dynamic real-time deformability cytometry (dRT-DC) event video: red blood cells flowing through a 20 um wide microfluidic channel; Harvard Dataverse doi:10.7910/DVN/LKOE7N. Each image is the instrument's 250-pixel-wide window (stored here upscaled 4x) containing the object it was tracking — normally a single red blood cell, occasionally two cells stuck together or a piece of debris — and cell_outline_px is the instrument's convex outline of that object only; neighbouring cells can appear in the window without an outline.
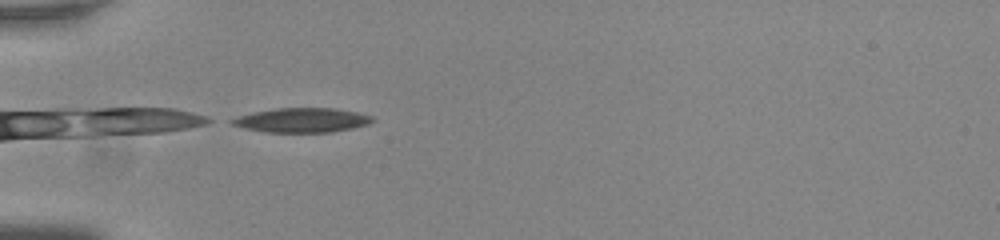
{"species": "common noctule bat (a hibernating species)", "species_latin": "Nyctalus noctula", "temperature_condition": "room temperature", "stored_images_in_passage": 38, "camera_frame_rate_fps": 3000, "um_per_image_px": 0.085, "animal": {"sex": "male", "body_mass_g": 20.0, "forearm_length_mm": 53.3}, "frame": {"image": 1, "passage_image": 1, "time_ms": 0.0, "image_size_px": [1000, 240], "cell_outline_px": [[372, 120], [368, 124], [352, 128], [332, 132], [264, 132], [244, 128], [232, 124], [228, 120], [252, 112], [276, 108], [336, 108], [356, 112], [372, 116]], "centroid_in_image_um": [25.64, 10.21], "position_along_channel_um": 59.4, "area_um2": 19.88}}
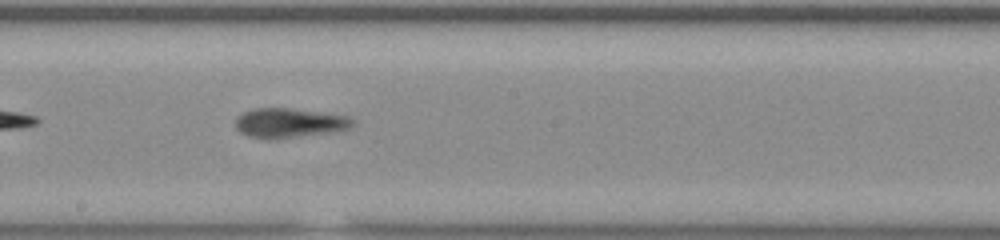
{"frame": {"image": 2, "passage_image": 15, "time_ms": 4.667, "image_size_px": [1000, 240], "cell_outline_px": [[356, 124], [348, 128], [332, 132], [272, 140], [268, 140], [248, 136], [240, 132], [236, 128], [236, 120], [244, 112], [256, 108], [288, 108], [348, 116]], "centroid_in_image_um": [24.58, 10.47], "position_along_channel_um": 223.6, "area_um2": 20.06}}
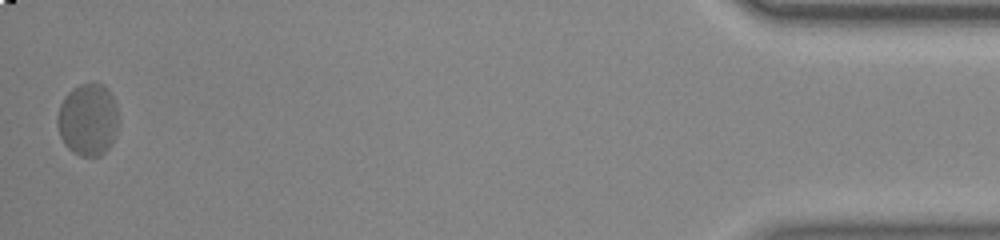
{"frame": {"image": 3, "passage_image": 38, "time_ms": 12.333, "image_size_px": [1000, 240], "cell_outline_px": [[116, 132], [112, 144], [100, 156], [80, 156], [72, 152], [64, 144], [60, 136], [56, 124], [56, 120], [60, 104], [64, 96], [72, 88], [80, 84], [104, 84], [108, 88], [116, 104]], "centroid_in_image_um": [7.44, 10.17], "position_along_channel_um": 427.8, "area_um2": 25.78}}